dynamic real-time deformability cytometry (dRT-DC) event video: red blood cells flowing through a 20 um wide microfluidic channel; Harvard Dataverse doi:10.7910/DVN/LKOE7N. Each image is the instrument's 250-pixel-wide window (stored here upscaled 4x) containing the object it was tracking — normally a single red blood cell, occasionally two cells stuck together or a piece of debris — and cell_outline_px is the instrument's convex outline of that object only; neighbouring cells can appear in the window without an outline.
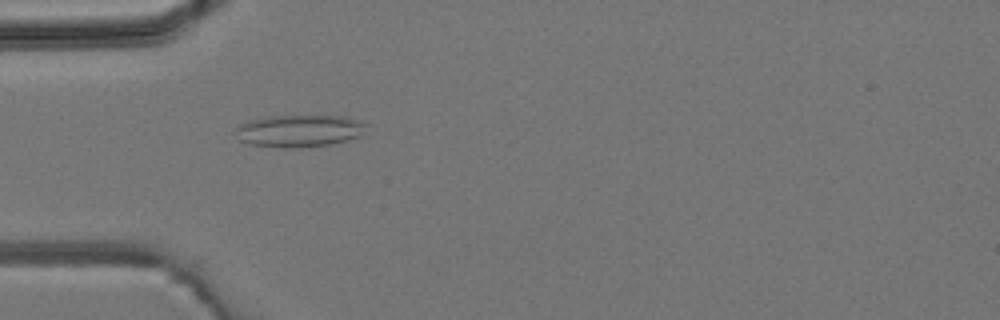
{"species": "common noctule bat (a hibernating species)", "species_latin": "Nyctalus noctula", "temperature_condition": "room temperature", "stored_images_in_passage": 6, "camera_frame_rate_fps": 3000, "um_per_image_px": 0.085, "animal": {"sex": "male", "body_mass_g": 19.2, "forearm_length_mm": 51.8}, "frame": {"image": 1, "passage_image": 4, "time_ms": 4.333, "image_size_px": [1000, 320], "cell_outline_px": [[364, 124], [360, 136], [348, 140], [332, 144], [292, 148], [284, 148], [248, 144], [240, 140], [236, 128], [240, 124], [248, 120], [268, 116], [344, 116], [356, 120]], "centroid_in_image_um": [25.39, 11.13], "position_along_channel_um": 59.6, "area_um2": 24.22}}
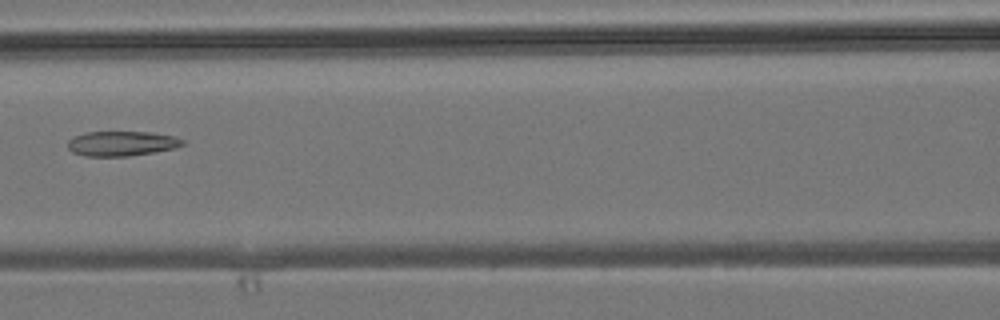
{"frame": {"image": 2, "passage_image": 6, "time_ms": 6.667, "image_size_px": [1000, 320], "cell_outline_px": [[184, 144], [176, 148], [128, 156], [84, 156], [72, 152], [68, 148], [68, 140], [72, 136], [84, 132], [152, 132], [176, 136], [184, 140]], "centroid_in_image_um": [10.33, 12.19], "position_along_channel_um": 156.3, "area_um2": 16.76}}